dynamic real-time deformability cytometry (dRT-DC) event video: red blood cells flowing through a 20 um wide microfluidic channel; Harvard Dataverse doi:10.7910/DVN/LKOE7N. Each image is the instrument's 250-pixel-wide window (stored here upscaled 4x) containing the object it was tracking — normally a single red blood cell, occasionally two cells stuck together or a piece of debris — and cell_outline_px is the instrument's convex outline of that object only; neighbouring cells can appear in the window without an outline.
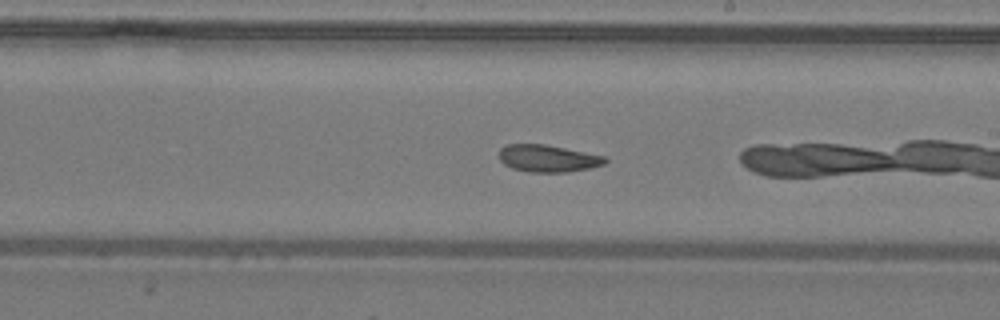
{"species": "common noctule bat (a hibernating species)", "species_latin": "Nyctalus noctula", "temperature_condition": "warm", "stored_images_in_passage": 28, "camera_frame_rate_fps": 3000, "um_per_image_px": 0.085, "animal": {"sex": "male", "body_mass_g": 19.2, "forearm_length_mm": 51.8}, "frame": {"image": 1, "passage_image": 22, "time_ms": 7.0, "image_size_px": [1000, 320], "cell_outline_px": [[608, 160], [604, 164], [588, 168], [568, 172], [528, 172], [512, 168], [504, 164], [500, 160], [500, 148], [504, 144], [544, 144], [604, 156]], "centroid_in_image_um": [46.53, 13.46], "position_along_channel_um": 242.5, "area_um2": 16.65}}